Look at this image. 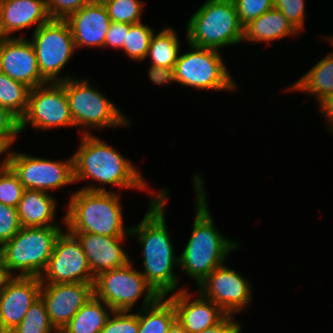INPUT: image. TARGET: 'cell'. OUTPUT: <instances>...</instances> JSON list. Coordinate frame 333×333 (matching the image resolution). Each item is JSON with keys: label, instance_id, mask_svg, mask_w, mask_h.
<instances>
[{"label": "cell", "instance_id": "83f0119b", "mask_svg": "<svg viewBox=\"0 0 333 333\" xmlns=\"http://www.w3.org/2000/svg\"><path fill=\"white\" fill-rule=\"evenodd\" d=\"M30 88L0 71V106L21 120L28 109Z\"/></svg>", "mask_w": 333, "mask_h": 333}, {"label": "cell", "instance_id": "d6986e66", "mask_svg": "<svg viewBox=\"0 0 333 333\" xmlns=\"http://www.w3.org/2000/svg\"><path fill=\"white\" fill-rule=\"evenodd\" d=\"M66 21L71 28L76 50L81 47L104 48L111 20L101 0L83 6Z\"/></svg>", "mask_w": 333, "mask_h": 333}, {"label": "cell", "instance_id": "8fae6325", "mask_svg": "<svg viewBox=\"0 0 333 333\" xmlns=\"http://www.w3.org/2000/svg\"><path fill=\"white\" fill-rule=\"evenodd\" d=\"M5 163L25 189L48 192L75 183L73 156L57 161L8 150Z\"/></svg>", "mask_w": 333, "mask_h": 333}, {"label": "cell", "instance_id": "74e56055", "mask_svg": "<svg viewBox=\"0 0 333 333\" xmlns=\"http://www.w3.org/2000/svg\"><path fill=\"white\" fill-rule=\"evenodd\" d=\"M97 0H46L51 19L66 20L72 13Z\"/></svg>", "mask_w": 333, "mask_h": 333}, {"label": "cell", "instance_id": "b9f144b4", "mask_svg": "<svg viewBox=\"0 0 333 333\" xmlns=\"http://www.w3.org/2000/svg\"><path fill=\"white\" fill-rule=\"evenodd\" d=\"M319 110L323 113L324 118L327 120L328 129L333 133V94L326 96L318 102Z\"/></svg>", "mask_w": 333, "mask_h": 333}, {"label": "cell", "instance_id": "30bf717a", "mask_svg": "<svg viewBox=\"0 0 333 333\" xmlns=\"http://www.w3.org/2000/svg\"><path fill=\"white\" fill-rule=\"evenodd\" d=\"M31 38L29 41L35 50L39 71L47 82H63L72 78L70 75L59 77L76 50L66 20L50 19L33 31Z\"/></svg>", "mask_w": 333, "mask_h": 333}, {"label": "cell", "instance_id": "44dd1931", "mask_svg": "<svg viewBox=\"0 0 333 333\" xmlns=\"http://www.w3.org/2000/svg\"><path fill=\"white\" fill-rule=\"evenodd\" d=\"M50 19L46 0H0V37H18L11 33L30 26L35 31Z\"/></svg>", "mask_w": 333, "mask_h": 333}, {"label": "cell", "instance_id": "d590c367", "mask_svg": "<svg viewBox=\"0 0 333 333\" xmlns=\"http://www.w3.org/2000/svg\"><path fill=\"white\" fill-rule=\"evenodd\" d=\"M21 228L17 209L0 203V247L10 241Z\"/></svg>", "mask_w": 333, "mask_h": 333}, {"label": "cell", "instance_id": "603a6c76", "mask_svg": "<svg viewBox=\"0 0 333 333\" xmlns=\"http://www.w3.org/2000/svg\"><path fill=\"white\" fill-rule=\"evenodd\" d=\"M298 33L280 10L272 8L243 26V41L269 43Z\"/></svg>", "mask_w": 333, "mask_h": 333}, {"label": "cell", "instance_id": "7a4b0ae2", "mask_svg": "<svg viewBox=\"0 0 333 333\" xmlns=\"http://www.w3.org/2000/svg\"><path fill=\"white\" fill-rule=\"evenodd\" d=\"M195 190V219L191 236L179 258V268L199 284L217 267L228 260L240 243L227 238L215 226L207 200L202 176H192Z\"/></svg>", "mask_w": 333, "mask_h": 333}, {"label": "cell", "instance_id": "ac0fdd59", "mask_svg": "<svg viewBox=\"0 0 333 333\" xmlns=\"http://www.w3.org/2000/svg\"><path fill=\"white\" fill-rule=\"evenodd\" d=\"M192 299L187 289L166 296L173 304L176 320L188 333H199L215 326L227 314L213 301L206 299L200 293Z\"/></svg>", "mask_w": 333, "mask_h": 333}, {"label": "cell", "instance_id": "7c38bea8", "mask_svg": "<svg viewBox=\"0 0 333 333\" xmlns=\"http://www.w3.org/2000/svg\"><path fill=\"white\" fill-rule=\"evenodd\" d=\"M28 125L37 131L75 127L65 88L60 82H48L30 89L28 109L20 120V132Z\"/></svg>", "mask_w": 333, "mask_h": 333}, {"label": "cell", "instance_id": "8992f818", "mask_svg": "<svg viewBox=\"0 0 333 333\" xmlns=\"http://www.w3.org/2000/svg\"><path fill=\"white\" fill-rule=\"evenodd\" d=\"M62 226L22 227L0 247V255L11 276L39 277L45 270ZM16 271H19L16 273Z\"/></svg>", "mask_w": 333, "mask_h": 333}, {"label": "cell", "instance_id": "d4e9b609", "mask_svg": "<svg viewBox=\"0 0 333 333\" xmlns=\"http://www.w3.org/2000/svg\"><path fill=\"white\" fill-rule=\"evenodd\" d=\"M113 311L93 295L60 333H100Z\"/></svg>", "mask_w": 333, "mask_h": 333}, {"label": "cell", "instance_id": "ba28073f", "mask_svg": "<svg viewBox=\"0 0 333 333\" xmlns=\"http://www.w3.org/2000/svg\"><path fill=\"white\" fill-rule=\"evenodd\" d=\"M127 265L99 273L94 280V296L114 311H131L136 302L144 296L139 308L153 304L160 296L147 283L140 270Z\"/></svg>", "mask_w": 333, "mask_h": 333}, {"label": "cell", "instance_id": "d6a6232c", "mask_svg": "<svg viewBox=\"0 0 333 333\" xmlns=\"http://www.w3.org/2000/svg\"><path fill=\"white\" fill-rule=\"evenodd\" d=\"M100 333H139L138 311H113Z\"/></svg>", "mask_w": 333, "mask_h": 333}, {"label": "cell", "instance_id": "cb8c5ba5", "mask_svg": "<svg viewBox=\"0 0 333 333\" xmlns=\"http://www.w3.org/2000/svg\"><path fill=\"white\" fill-rule=\"evenodd\" d=\"M287 89L313 95L317 102L333 94V52L318 61Z\"/></svg>", "mask_w": 333, "mask_h": 333}, {"label": "cell", "instance_id": "8d00e7d4", "mask_svg": "<svg viewBox=\"0 0 333 333\" xmlns=\"http://www.w3.org/2000/svg\"><path fill=\"white\" fill-rule=\"evenodd\" d=\"M305 5L304 0H274V8L280 10L300 32L305 30Z\"/></svg>", "mask_w": 333, "mask_h": 333}, {"label": "cell", "instance_id": "52a82bcc", "mask_svg": "<svg viewBox=\"0 0 333 333\" xmlns=\"http://www.w3.org/2000/svg\"><path fill=\"white\" fill-rule=\"evenodd\" d=\"M73 78L60 83L65 88L74 126L86 128L81 134H91L90 129L130 126L128 117L106 95L92 87L88 79Z\"/></svg>", "mask_w": 333, "mask_h": 333}, {"label": "cell", "instance_id": "4dcf8cb0", "mask_svg": "<svg viewBox=\"0 0 333 333\" xmlns=\"http://www.w3.org/2000/svg\"><path fill=\"white\" fill-rule=\"evenodd\" d=\"M111 21L127 24L141 22L144 3L141 0H101Z\"/></svg>", "mask_w": 333, "mask_h": 333}, {"label": "cell", "instance_id": "e575fe53", "mask_svg": "<svg viewBox=\"0 0 333 333\" xmlns=\"http://www.w3.org/2000/svg\"><path fill=\"white\" fill-rule=\"evenodd\" d=\"M20 133V120L0 106V146L7 152Z\"/></svg>", "mask_w": 333, "mask_h": 333}, {"label": "cell", "instance_id": "ee69618b", "mask_svg": "<svg viewBox=\"0 0 333 333\" xmlns=\"http://www.w3.org/2000/svg\"><path fill=\"white\" fill-rule=\"evenodd\" d=\"M167 333H188V332L184 329V327L177 320H175L172 323V325L170 326Z\"/></svg>", "mask_w": 333, "mask_h": 333}, {"label": "cell", "instance_id": "ffe728a7", "mask_svg": "<svg viewBox=\"0 0 333 333\" xmlns=\"http://www.w3.org/2000/svg\"><path fill=\"white\" fill-rule=\"evenodd\" d=\"M81 242L92 274L120 268L127 265L131 259L123 249V242L129 236L110 237L94 233H72Z\"/></svg>", "mask_w": 333, "mask_h": 333}, {"label": "cell", "instance_id": "9c48e42d", "mask_svg": "<svg viewBox=\"0 0 333 333\" xmlns=\"http://www.w3.org/2000/svg\"><path fill=\"white\" fill-rule=\"evenodd\" d=\"M187 45L191 51L180 53L174 67L176 83L197 90L237 89L220 50Z\"/></svg>", "mask_w": 333, "mask_h": 333}, {"label": "cell", "instance_id": "7402d4cb", "mask_svg": "<svg viewBox=\"0 0 333 333\" xmlns=\"http://www.w3.org/2000/svg\"><path fill=\"white\" fill-rule=\"evenodd\" d=\"M56 198L49 192L25 189L17 213L22 227L62 226L54 223L56 219Z\"/></svg>", "mask_w": 333, "mask_h": 333}, {"label": "cell", "instance_id": "3957f363", "mask_svg": "<svg viewBox=\"0 0 333 333\" xmlns=\"http://www.w3.org/2000/svg\"><path fill=\"white\" fill-rule=\"evenodd\" d=\"M80 146L73 153V168L75 184L79 181L93 180L101 183L103 187L86 185L81 189L89 191H112L107 190L104 184L111 187L117 186L122 189H137L149 191L151 196H158L160 190L155 193L150 191L148 184L131 160L125 158L112 145L107 144L99 137L91 134H82Z\"/></svg>", "mask_w": 333, "mask_h": 333}, {"label": "cell", "instance_id": "e0dca14e", "mask_svg": "<svg viewBox=\"0 0 333 333\" xmlns=\"http://www.w3.org/2000/svg\"><path fill=\"white\" fill-rule=\"evenodd\" d=\"M39 277L12 276L0 290V333H9L40 298Z\"/></svg>", "mask_w": 333, "mask_h": 333}, {"label": "cell", "instance_id": "9a60e30c", "mask_svg": "<svg viewBox=\"0 0 333 333\" xmlns=\"http://www.w3.org/2000/svg\"><path fill=\"white\" fill-rule=\"evenodd\" d=\"M93 295L90 283L42 284L40 290L50 322L59 333Z\"/></svg>", "mask_w": 333, "mask_h": 333}, {"label": "cell", "instance_id": "1f68e13d", "mask_svg": "<svg viewBox=\"0 0 333 333\" xmlns=\"http://www.w3.org/2000/svg\"><path fill=\"white\" fill-rule=\"evenodd\" d=\"M25 191L18 176L5 163L0 167V203L17 207Z\"/></svg>", "mask_w": 333, "mask_h": 333}, {"label": "cell", "instance_id": "f546056e", "mask_svg": "<svg viewBox=\"0 0 333 333\" xmlns=\"http://www.w3.org/2000/svg\"><path fill=\"white\" fill-rule=\"evenodd\" d=\"M59 333L50 322L41 297L28 309L24 319L9 333Z\"/></svg>", "mask_w": 333, "mask_h": 333}, {"label": "cell", "instance_id": "277c9868", "mask_svg": "<svg viewBox=\"0 0 333 333\" xmlns=\"http://www.w3.org/2000/svg\"><path fill=\"white\" fill-rule=\"evenodd\" d=\"M75 192V193H74ZM71 193L63 226L70 233H94L110 237L130 236L124 226L121 196L113 191L80 189Z\"/></svg>", "mask_w": 333, "mask_h": 333}, {"label": "cell", "instance_id": "5bb4252c", "mask_svg": "<svg viewBox=\"0 0 333 333\" xmlns=\"http://www.w3.org/2000/svg\"><path fill=\"white\" fill-rule=\"evenodd\" d=\"M214 269L198 286L203 297L217 304L227 315L243 312L252 301L249 279L225 265Z\"/></svg>", "mask_w": 333, "mask_h": 333}, {"label": "cell", "instance_id": "4316f807", "mask_svg": "<svg viewBox=\"0 0 333 333\" xmlns=\"http://www.w3.org/2000/svg\"><path fill=\"white\" fill-rule=\"evenodd\" d=\"M180 39L173 28L167 26L152 35L147 57L151 59L150 66L168 67L174 69L179 57Z\"/></svg>", "mask_w": 333, "mask_h": 333}, {"label": "cell", "instance_id": "f1b7e54d", "mask_svg": "<svg viewBox=\"0 0 333 333\" xmlns=\"http://www.w3.org/2000/svg\"><path fill=\"white\" fill-rule=\"evenodd\" d=\"M154 33L152 27L142 22L129 24V31L122 48L127 58L138 62L145 60Z\"/></svg>", "mask_w": 333, "mask_h": 333}, {"label": "cell", "instance_id": "ab89813d", "mask_svg": "<svg viewBox=\"0 0 333 333\" xmlns=\"http://www.w3.org/2000/svg\"><path fill=\"white\" fill-rule=\"evenodd\" d=\"M234 315H226L215 326L209 327L199 333H242L241 322L233 318Z\"/></svg>", "mask_w": 333, "mask_h": 333}, {"label": "cell", "instance_id": "f35d334b", "mask_svg": "<svg viewBox=\"0 0 333 333\" xmlns=\"http://www.w3.org/2000/svg\"><path fill=\"white\" fill-rule=\"evenodd\" d=\"M129 31V24L111 21L104 41V48L111 47L118 50L124 46L126 35Z\"/></svg>", "mask_w": 333, "mask_h": 333}, {"label": "cell", "instance_id": "f6af8a7d", "mask_svg": "<svg viewBox=\"0 0 333 333\" xmlns=\"http://www.w3.org/2000/svg\"><path fill=\"white\" fill-rule=\"evenodd\" d=\"M3 154H6V151L0 146V159L2 158ZM4 164H5V156L2 161L0 160V167L3 166Z\"/></svg>", "mask_w": 333, "mask_h": 333}, {"label": "cell", "instance_id": "6da1fadb", "mask_svg": "<svg viewBox=\"0 0 333 333\" xmlns=\"http://www.w3.org/2000/svg\"><path fill=\"white\" fill-rule=\"evenodd\" d=\"M168 193L167 188H162L158 196H150L149 208L144 218L130 228V237L137 238L142 247L144 269L140 272L160 297L185 289L179 287L180 280L173 271L175 265L179 268L180 256L174 253L165 220Z\"/></svg>", "mask_w": 333, "mask_h": 333}, {"label": "cell", "instance_id": "836d02e7", "mask_svg": "<svg viewBox=\"0 0 333 333\" xmlns=\"http://www.w3.org/2000/svg\"><path fill=\"white\" fill-rule=\"evenodd\" d=\"M233 2L243 26L274 8V0H233Z\"/></svg>", "mask_w": 333, "mask_h": 333}, {"label": "cell", "instance_id": "4fadbf2b", "mask_svg": "<svg viewBox=\"0 0 333 333\" xmlns=\"http://www.w3.org/2000/svg\"><path fill=\"white\" fill-rule=\"evenodd\" d=\"M39 278L42 284H94L95 276L81 242L65 228L57 237L47 266Z\"/></svg>", "mask_w": 333, "mask_h": 333}, {"label": "cell", "instance_id": "484cf974", "mask_svg": "<svg viewBox=\"0 0 333 333\" xmlns=\"http://www.w3.org/2000/svg\"><path fill=\"white\" fill-rule=\"evenodd\" d=\"M176 320V312L167 297H159L153 304L138 311L139 333H167Z\"/></svg>", "mask_w": 333, "mask_h": 333}, {"label": "cell", "instance_id": "2e32d148", "mask_svg": "<svg viewBox=\"0 0 333 333\" xmlns=\"http://www.w3.org/2000/svg\"><path fill=\"white\" fill-rule=\"evenodd\" d=\"M0 71L30 89L48 83L41 76L31 42L24 37H0Z\"/></svg>", "mask_w": 333, "mask_h": 333}, {"label": "cell", "instance_id": "5b68a950", "mask_svg": "<svg viewBox=\"0 0 333 333\" xmlns=\"http://www.w3.org/2000/svg\"><path fill=\"white\" fill-rule=\"evenodd\" d=\"M187 43L219 50L243 42L240 23L233 0H206L188 19Z\"/></svg>", "mask_w": 333, "mask_h": 333}, {"label": "cell", "instance_id": "60d3db41", "mask_svg": "<svg viewBox=\"0 0 333 333\" xmlns=\"http://www.w3.org/2000/svg\"><path fill=\"white\" fill-rule=\"evenodd\" d=\"M147 72L151 82L156 85H166L171 82H176L174 69L150 66Z\"/></svg>", "mask_w": 333, "mask_h": 333}, {"label": "cell", "instance_id": "7bdbcfd3", "mask_svg": "<svg viewBox=\"0 0 333 333\" xmlns=\"http://www.w3.org/2000/svg\"><path fill=\"white\" fill-rule=\"evenodd\" d=\"M11 277L12 276L8 273L3 258L0 255V290L5 286V284Z\"/></svg>", "mask_w": 333, "mask_h": 333}, {"label": "cell", "instance_id": "bcb514c9", "mask_svg": "<svg viewBox=\"0 0 333 333\" xmlns=\"http://www.w3.org/2000/svg\"><path fill=\"white\" fill-rule=\"evenodd\" d=\"M326 40L333 46V35L330 37H326Z\"/></svg>", "mask_w": 333, "mask_h": 333}]
</instances>
